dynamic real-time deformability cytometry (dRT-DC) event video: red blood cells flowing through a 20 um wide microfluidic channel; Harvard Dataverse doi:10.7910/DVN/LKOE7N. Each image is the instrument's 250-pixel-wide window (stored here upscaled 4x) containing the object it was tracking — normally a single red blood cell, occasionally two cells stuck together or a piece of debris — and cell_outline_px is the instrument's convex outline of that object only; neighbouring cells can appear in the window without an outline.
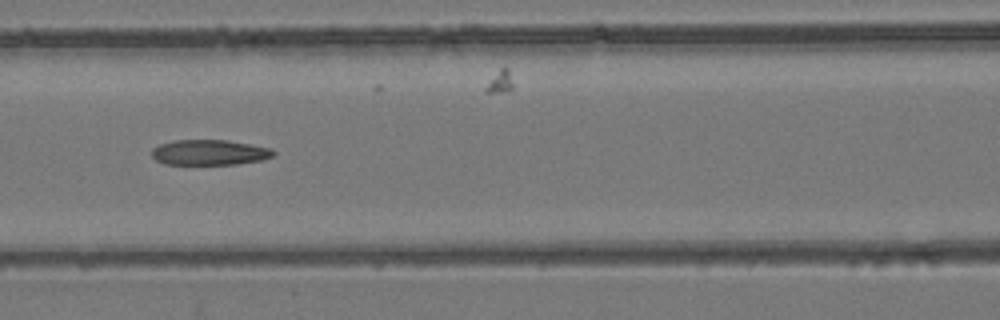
{"species": "common noctule bat (a hibernating species)", "species_latin": "Nyctalus noctula", "temperature_condition": "room temperature", "stored_images_in_passage": 8, "camera_frame_rate_fps": 3000, "um_per_image_px": 0.085, "animal": {"sex": "female", "body_mass_g": 24.6, "forearm_length_mm": 56.2}, "frame": {"image": 1, "passage_image": 8, "time_ms": 2.333, "image_size_px": [1000, 320], "cell_outline_px": [[276, 152], [272, 156], [260, 160], [236, 164], [164, 164], [156, 160], [152, 156], [152, 148], [160, 144], [176, 140], [228, 140], [272, 148]], "centroid_in_image_um": [17.8, 12.95], "position_along_channel_um": 148.8, "area_um2": 17.92}}